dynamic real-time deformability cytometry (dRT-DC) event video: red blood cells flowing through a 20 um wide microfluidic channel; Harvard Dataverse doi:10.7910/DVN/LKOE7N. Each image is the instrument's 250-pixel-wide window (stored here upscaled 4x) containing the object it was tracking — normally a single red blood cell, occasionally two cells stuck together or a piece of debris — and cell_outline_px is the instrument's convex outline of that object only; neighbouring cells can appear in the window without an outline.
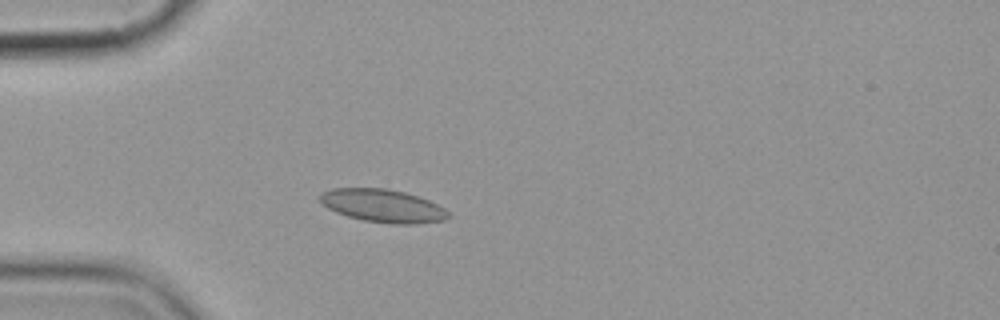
{"species": "common noctule bat (a hibernating species)", "species_latin": "Nyctalus noctula", "temperature_condition": "cold", "stored_images_in_passage": 4, "camera_frame_rate_fps": 3000, "um_per_image_px": 0.085, "animal": {"sex": "female", "body_mass_g": 19.9}, "frame": {"image": 1, "passage_image": 4, "time_ms": 3.667, "image_size_px": [1000, 320], "cell_outline_px": [[452, 216], [444, 220], [416, 224], [392, 224], [364, 220], [348, 216], [336, 212], [328, 208], [320, 200], [320, 196], [324, 192], [332, 188], [384, 188], [404, 192], [428, 200], [444, 208]], "centroid_in_image_um": [32.57, 17.5], "position_along_channel_um": 52.4, "area_um2": 24.45}}